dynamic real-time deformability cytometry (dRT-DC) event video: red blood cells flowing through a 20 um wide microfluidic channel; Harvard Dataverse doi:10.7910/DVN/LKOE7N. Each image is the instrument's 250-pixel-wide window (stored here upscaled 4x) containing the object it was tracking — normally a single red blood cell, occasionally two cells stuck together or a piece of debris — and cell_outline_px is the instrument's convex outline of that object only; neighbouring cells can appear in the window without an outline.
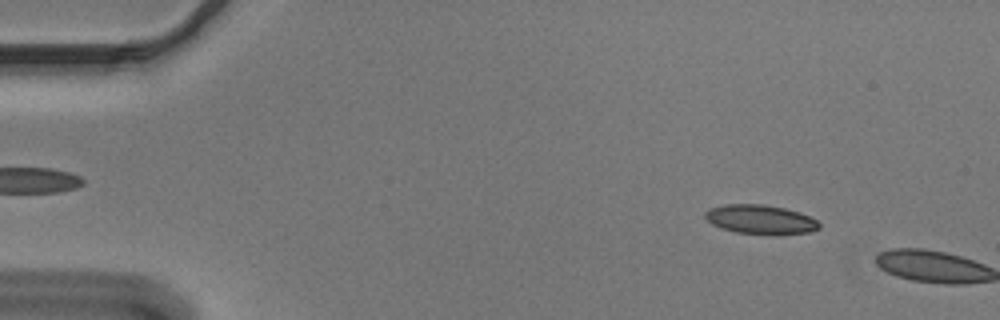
{"species": "Egyptian fruit bat (a non-hibernating species)", "species_latin": "Rousettus aegyptiacus", "temperature_condition": "cold", "stored_images_in_passage": 8, "camera_frame_rate_fps": 3000, "um_per_image_px": 0.085, "animal": {"sex": "male"}, "frame": {"image": 1, "passage_image": 7, "time_ms": 2.0, "image_size_px": [1000, 320], "cell_outline_px": [[820, 228], [812, 232], [776, 236], [772, 236], [736, 232], [720, 228], [712, 224], [704, 216], [704, 212], [708, 208], [724, 204], [764, 204], [784, 208], [800, 212], [816, 220], [820, 224]], "centroid_in_image_um": [64.65, 18.67], "position_along_channel_um": 20.4, "area_um2": 19.94}}